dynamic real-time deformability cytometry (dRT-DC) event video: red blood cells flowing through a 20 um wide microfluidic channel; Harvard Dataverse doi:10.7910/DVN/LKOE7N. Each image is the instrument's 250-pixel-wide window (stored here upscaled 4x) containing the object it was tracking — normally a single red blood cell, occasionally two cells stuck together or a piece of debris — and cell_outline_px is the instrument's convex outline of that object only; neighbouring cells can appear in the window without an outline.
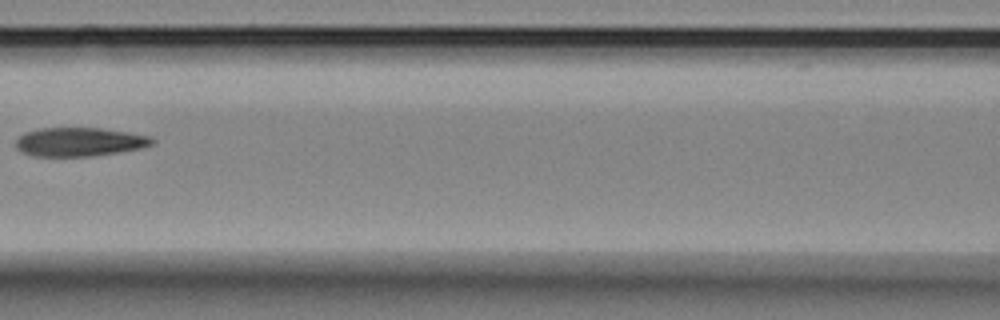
{"species": "Egyptian fruit bat (a non-hibernating species)", "species_latin": "Rousettus aegyptiacus", "temperature_condition": "room temperature", "stored_images_in_passage": 8, "camera_frame_rate_fps": 3000, "um_per_image_px": 0.085, "animal": {"sex": "female"}, "frame": {"image": 1, "passage_image": 7, "time_ms": 2.0, "image_size_px": [1000, 320], "cell_outline_px": [[156, 140], [152, 144], [140, 148], [120, 152], [92, 156], [32, 156], [20, 152], [16, 148], [16, 140], [24, 132], [40, 128], [100, 128], [128, 132], [152, 136]], "centroid_in_image_um": [6.74, 12.06], "position_along_channel_um": 159.9, "area_um2": 23.0}}
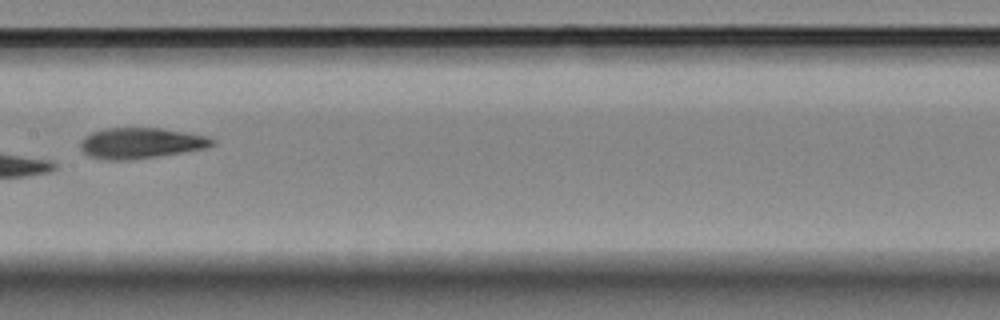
{"frame": {"image": 2, "passage_image": 8, "time_ms": 2.333, "image_size_px": [1000, 320], "cell_outline_px": [[216, 144], [208, 148], [184, 152], [128, 160], [108, 160], [88, 156], [80, 148], [80, 140], [84, 136], [92, 132], [104, 128], [160, 128], [208, 136], [216, 140]], "centroid_in_image_um": [11.98, 12.16], "position_along_channel_um": 195.4, "area_um2": 23.76}}